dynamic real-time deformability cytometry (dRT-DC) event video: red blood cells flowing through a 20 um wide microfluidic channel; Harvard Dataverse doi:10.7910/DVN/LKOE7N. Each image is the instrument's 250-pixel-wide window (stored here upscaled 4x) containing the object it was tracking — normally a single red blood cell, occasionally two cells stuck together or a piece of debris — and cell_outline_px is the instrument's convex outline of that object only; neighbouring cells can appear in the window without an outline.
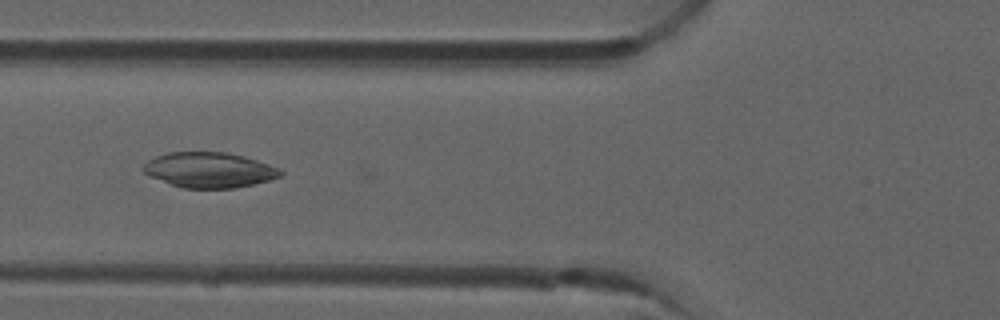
{"species": "common noctule bat (a hibernating species)", "species_latin": "Nyctalus noctula", "temperature_condition": "room temperature", "stored_images_in_passage": 6, "camera_frame_rate_fps": 3000, "um_per_image_px": 0.085, "animal": {"sex": "male", "forearm_length_mm": 52.5}, "frame": {"image": 1, "passage_image": 5, "time_ms": 1.333, "image_size_px": [1000, 320], "cell_outline_px": [[284, 172], [280, 176], [268, 180], [236, 188], [180, 188], [152, 176], [144, 172], [140, 168], [148, 160], [156, 156], [168, 152], [224, 152], [244, 156], [280, 168]], "centroid_in_image_um": [17.78, 14.44], "position_along_channel_um": 108.0, "area_um2": 28.09}}